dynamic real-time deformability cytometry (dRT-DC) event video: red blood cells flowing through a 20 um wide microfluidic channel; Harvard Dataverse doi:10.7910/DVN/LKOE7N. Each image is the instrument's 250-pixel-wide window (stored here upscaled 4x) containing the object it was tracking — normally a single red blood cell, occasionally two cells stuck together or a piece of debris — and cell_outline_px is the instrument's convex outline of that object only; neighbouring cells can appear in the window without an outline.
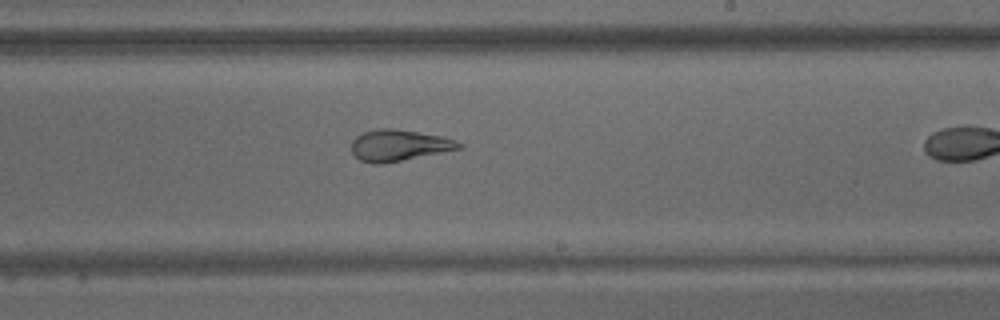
{"species": "common noctule bat (a hibernating species)", "species_latin": "Nyctalus noctula", "temperature_condition": "warm", "stored_images_in_passage": 11, "camera_frame_rate_fps": 3000, "um_per_image_px": 0.085, "animal": {"sex": "male", "body_mass_g": 15.6}, "frame": {"image": 1, "passage_image": 10, "time_ms": 3.0, "image_size_px": [1000, 320], "cell_outline_px": [[464, 144], [460, 148], [380, 164], [372, 164], [360, 160], [352, 152], [352, 140], [356, 136], [364, 132], [380, 128], [392, 128], [440, 136], [456, 140]], "centroid_in_image_um": [33.87, 12.35], "position_along_channel_um": 255.1, "area_um2": 19.13}}